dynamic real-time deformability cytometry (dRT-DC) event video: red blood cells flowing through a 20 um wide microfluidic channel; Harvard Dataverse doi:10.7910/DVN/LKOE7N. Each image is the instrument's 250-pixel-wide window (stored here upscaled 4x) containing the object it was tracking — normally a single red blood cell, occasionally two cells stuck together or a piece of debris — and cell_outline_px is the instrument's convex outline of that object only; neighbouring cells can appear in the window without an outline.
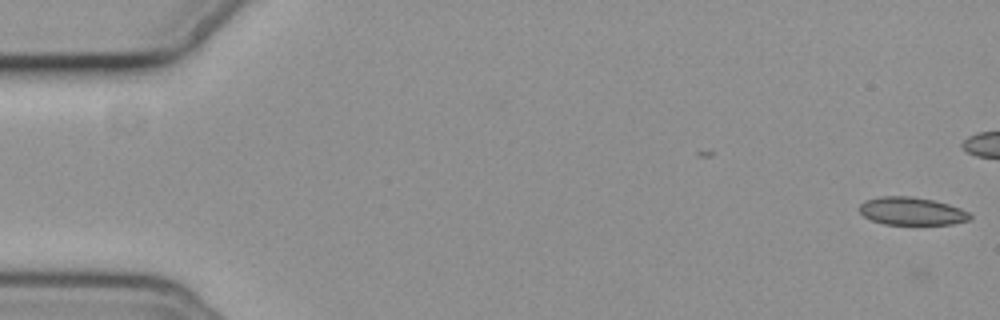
{"species": "common noctule bat (a hibernating species)", "species_latin": "Nyctalus noctula", "temperature_condition": "cold", "stored_images_in_passage": 3, "camera_frame_rate_fps": 3000, "um_per_image_px": 0.085, "animal": {"sex": "female", "body_mass_g": 19.3, "forearm_length_mm": 54.1}, "frame": {"image": 1, "passage_image": 3, "time_ms": 0.667, "image_size_px": [1000, 320], "cell_outline_px": [[972, 216], [968, 220], [952, 224], [884, 224], [872, 220], [864, 216], [860, 212], [860, 204], [864, 200], [880, 196], [912, 196], [932, 200], [948, 204], [960, 208], [968, 212]], "centroid_in_image_um": [77.47, 17.94], "position_along_channel_um": 7.5, "area_um2": 17.86}}